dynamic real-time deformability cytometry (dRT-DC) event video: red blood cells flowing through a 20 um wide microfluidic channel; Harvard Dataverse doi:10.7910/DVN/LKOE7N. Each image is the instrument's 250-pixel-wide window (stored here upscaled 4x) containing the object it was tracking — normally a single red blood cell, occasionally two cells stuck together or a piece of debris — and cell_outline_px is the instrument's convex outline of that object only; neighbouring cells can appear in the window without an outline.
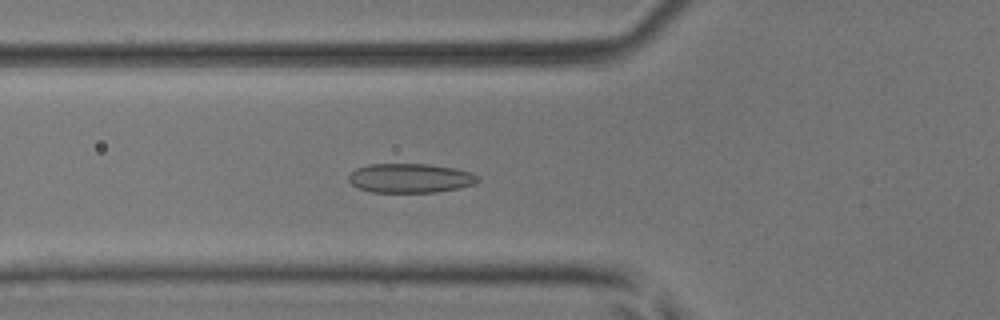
{"species": "common noctule bat (a hibernating species)", "species_latin": "Nyctalus noctula", "temperature_condition": "room temperature", "stored_images_in_passage": 51, "camera_frame_rate_fps": 3000, "um_per_image_px": 0.085, "animal": {"sex": "male", "body_mass_g": 17.9, "forearm_length_mm": 54.2}, "frame": {"image": 1, "passage_image": 19, "time_ms": 6.0, "image_size_px": [1000, 320], "cell_outline_px": [[480, 180], [476, 184], [460, 188], [436, 192], [372, 192], [360, 188], [352, 184], [348, 180], [348, 176], [356, 168], [368, 164], [428, 164], [452, 168], [472, 172], [480, 176]], "centroid_in_image_um": [34.91, 15.14], "position_along_channel_um": 90.9, "area_um2": 22.14}}
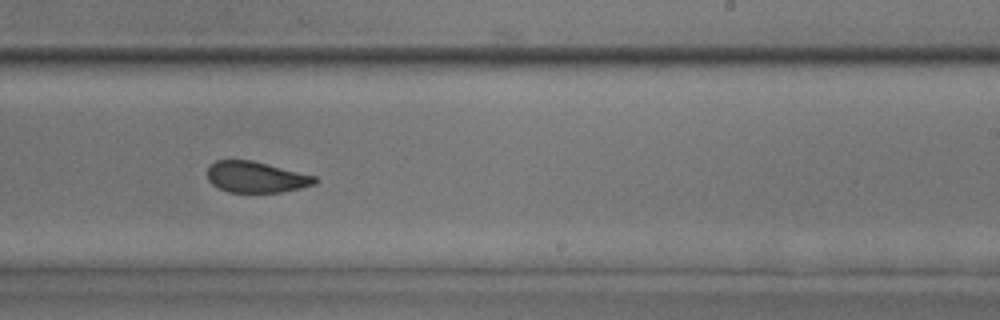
{"frame": {"image": 2, "passage_image": 32, "time_ms": 10.333, "image_size_px": [1000, 320], "cell_outline_px": [[316, 184], [300, 188], [280, 192], [228, 192], [212, 184], [208, 180], [208, 168], [216, 160], [252, 160], [316, 176]], "centroid_in_image_um": [21.76, 15.05], "position_along_channel_um": 267.2, "area_um2": 19.31}}
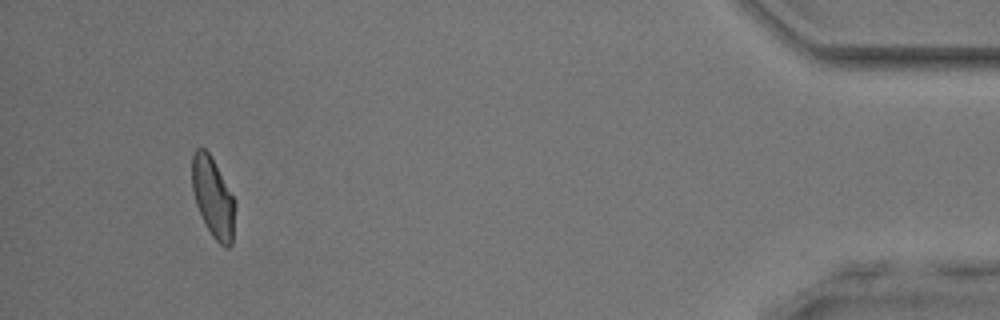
{"frame": {"image": 3, "passage_image": 48, "time_ms": 15.667, "image_size_px": [1000, 320], "cell_outline_px": [[232, 244], [228, 248], [224, 248], [212, 236], [196, 204], [192, 192], [192, 156], [196, 148], [204, 148], [208, 152], [232, 196]], "centroid_in_image_um": [18.04, 16.77], "position_along_channel_um": 417.2, "area_um2": 18.96}, "authors_computed_cell_mechanics": {"area_um2": 21.0392, "velocity_mm_per_s": 4.0845, "shape_relaxation_time_tau1_ms": 5.9913, "shape_relaxation_time_tau2_ms": 1.2332, "deformation_change_tau1": 0.1556, "deformation_change_tau2": 0.0804}}